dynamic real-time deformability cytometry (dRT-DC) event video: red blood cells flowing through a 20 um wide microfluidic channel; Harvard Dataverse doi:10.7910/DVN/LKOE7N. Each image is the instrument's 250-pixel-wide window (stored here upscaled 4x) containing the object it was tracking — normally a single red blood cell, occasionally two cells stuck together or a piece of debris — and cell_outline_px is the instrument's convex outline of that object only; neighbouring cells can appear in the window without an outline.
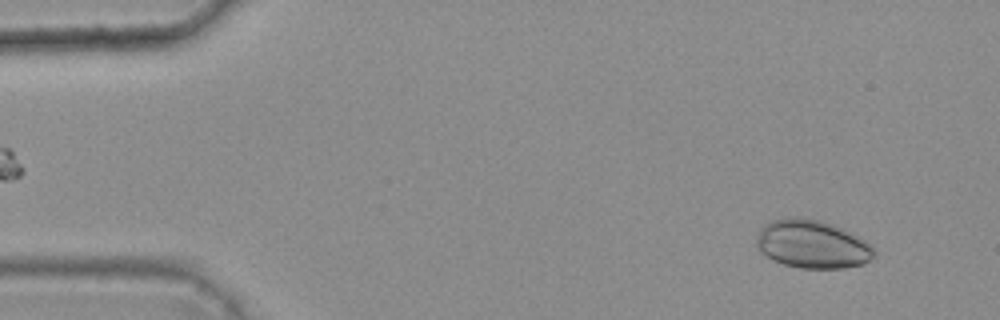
{"species": "common noctule bat (a hibernating species)", "species_latin": "Nyctalus noctula", "temperature_condition": "warm", "stored_images_in_passage": 5, "camera_frame_rate_fps": 3000, "um_per_image_px": 0.085, "animal": {"sex": "female", "body_mass_g": 25.1}, "frame": {"image": 1, "passage_image": 5, "time_ms": 1.333, "image_size_px": [1000, 320], "cell_outline_px": [[876, 252], [864, 264], [844, 268], [800, 268], [784, 264], [760, 252], [756, 244], [756, 236], [760, 228], [764, 224], [772, 220], [788, 216], [800, 216], [820, 220], [832, 224], [864, 240]], "centroid_in_image_um": [68.98, 20.74], "position_along_channel_um": 16.0, "area_um2": 32.95}}